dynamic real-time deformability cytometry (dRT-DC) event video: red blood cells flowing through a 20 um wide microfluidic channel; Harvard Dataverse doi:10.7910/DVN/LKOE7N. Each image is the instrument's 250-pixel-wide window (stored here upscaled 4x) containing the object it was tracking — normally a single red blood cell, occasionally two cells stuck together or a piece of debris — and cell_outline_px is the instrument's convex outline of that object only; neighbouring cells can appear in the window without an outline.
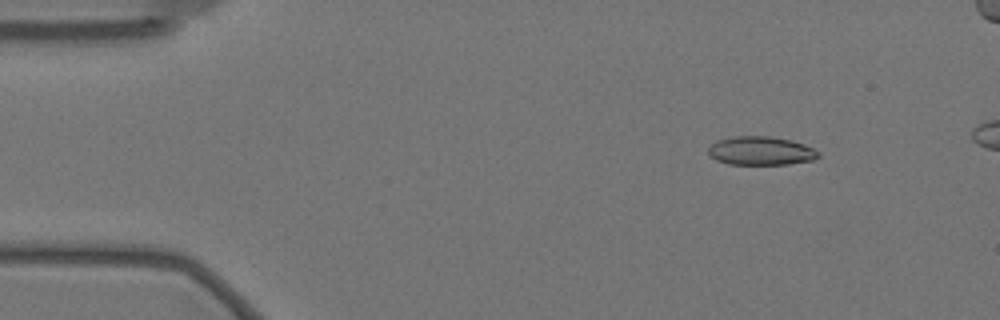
{"species": "Egyptian fruit bat (a non-hibernating species)", "species_latin": "Rousettus aegyptiacus", "temperature_condition": "warm", "stored_images_in_passage": 54, "camera_frame_rate_fps": 3000, "um_per_image_px": 0.085, "animal": {"sex": "female"}, "frame": {"image": 1, "passage_image": 7, "time_ms": 2.0, "image_size_px": [1000, 320], "cell_outline_px": [[820, 156], [812, 160], [788, 164], [728, 164], [716, 160], [708, 152], [708, 148], [716, 140], [732, 136], [772, 136], [792, 140], [804, 144], [820, 152]], "centroid_in_image_um": [64.67, 12.81], "position_along_channel_um": 20.3, "area_um2": 18.44}}
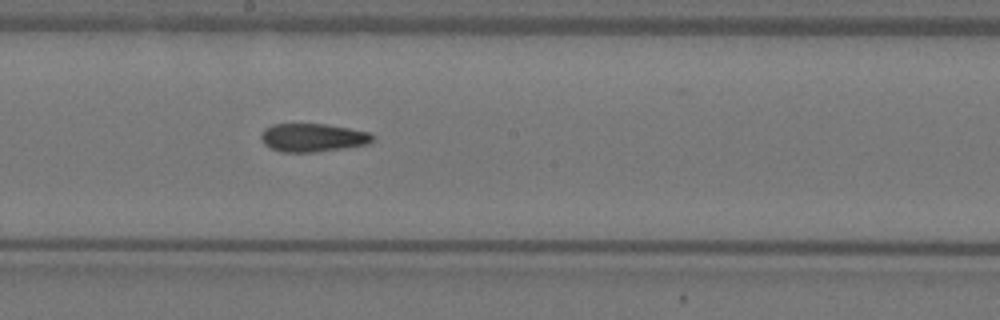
{"frame": {"image": 2, "passage_image": 31, "time_ms": 10.0, "image_size_px": [1000, 320], "cell_outline_px": [[376, 136], [368, 144], [344, 148], [312, 152], [280, 152], [264, 144], [260, 136], [264, 128], [272, 124], [324, 124], [372, 132]], "centroid_in_image_um": [26.6, 11.69], "position_along_channel_um": 221.6, "area_um2": 18.44}}
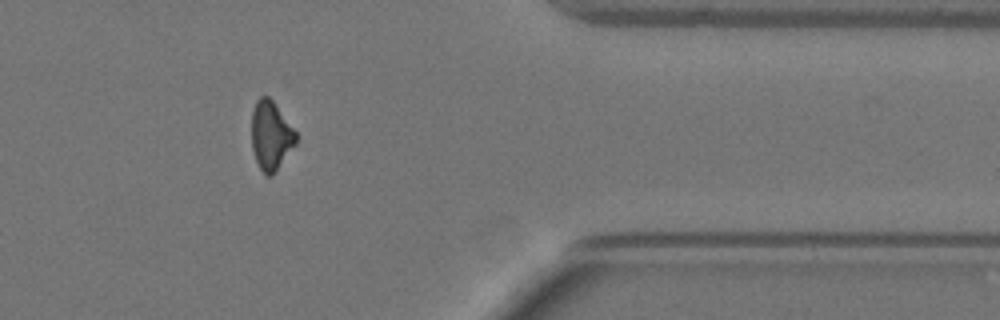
{"frame": {"image": 3, "passage_image": 47, "time_ms": 15.333, "image_size_px": [1000, 320], "cell_outline_px": [[296, 144], [276, 172], [272, 176], [268, 176], [260, 168], [256, 160], [252, 148], [252, 112], [256, 100], [260, 96], [268, 96], [272, 100], [296, 132]], "centroid_in_image_um": [23.02, 11.53], "position_along_channel_um": 388.4, "area_um2": 17.69}}